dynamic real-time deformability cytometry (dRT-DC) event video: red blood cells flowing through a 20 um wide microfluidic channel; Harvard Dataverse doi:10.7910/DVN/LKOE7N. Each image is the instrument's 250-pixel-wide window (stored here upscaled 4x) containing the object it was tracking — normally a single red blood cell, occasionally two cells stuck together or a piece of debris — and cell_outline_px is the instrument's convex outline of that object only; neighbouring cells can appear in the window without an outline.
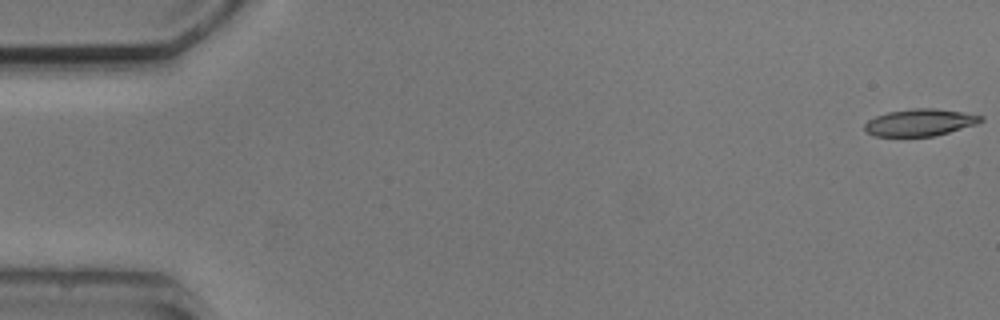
{"species": "common noctule bat (a hibernating species)", "species_latin": "Nyctalus noctula", "temperature_condition": "cold", "stored_images_in_passage": 6, "camera_frame_rate_fps": 3000, "um_per_image_px": 0.085, "animal": {"sex": "male", "body_mass_g": 20.5, "forearm_length_mm": 52.5}, "frame": {"image": 1, "passage_image": 1, "time_ms": 0.0, "image_size_px": [1000, 320], "cell_outline_px": [[984, 120], [976, 124], [936, 136], [876, 136], [868, 132], [864, 128], [864, 124], [868, 120], [876, 116], [888, 112], [912, 108], [936, 108], [984, 116]], "centroid_in_image_um": [78.21, 10.4], "position_along_channel_um": 6.8, "area_um2": 18.21}}